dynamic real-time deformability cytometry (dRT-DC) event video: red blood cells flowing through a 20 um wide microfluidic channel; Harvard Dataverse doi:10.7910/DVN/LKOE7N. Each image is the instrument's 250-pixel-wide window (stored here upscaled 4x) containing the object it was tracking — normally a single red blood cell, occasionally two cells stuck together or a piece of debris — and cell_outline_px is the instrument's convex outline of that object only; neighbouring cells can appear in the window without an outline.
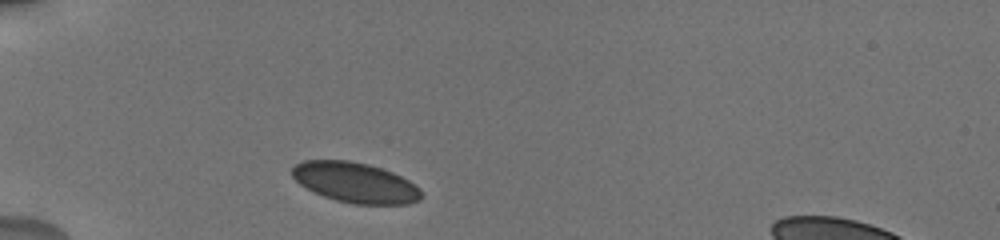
{"species": "human", "species_latin": "Homo sapiens", "temperature_condition": "cold", "stored_images_in_passage": 28, "camera_frame_rate_fps": 3000, "um_per_image_px": 0.085, "donor": {"sex": "male"}, "frame": {"image": 1, "passage_image": 1, "time_ms": 0.0, "image_size_px": [1000, 240], "cell_outline_px": [[420, 200], [408, 204], [352, 204], [336, 200], [324, 196], [300, 184], [292, 176], [292, 168], [296, 164], [304, 160], [348, 160], [368, 164], [392, 172], [408, 180], [420, 188]], "centroid_in_image_um": [30.2, 15.51], "position_along_channel_um": 54.8, "area_um2": 30.06}}
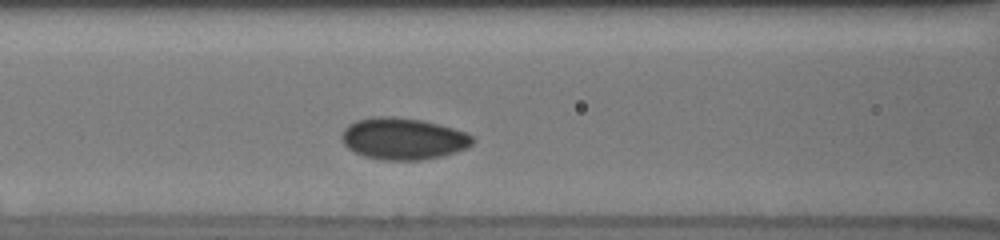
{"frame": {"image": 2, "passage_image": 9, "time_ms": 2.667, "image_size_px": [1000, 240], "cell_outline_px": [[476, 140], [468, 148], [456, 152], [440, 156], [420, 160], [384, 160], [364, 156], [348, 148], [344, 144], [340, 136], [344, 128], [348, 124], [356, 120], [372, 116], [396, 116], [420, 120], [440, 124], [468, 132]], "centroid_in_image_um": [34.28, 11.77], "position_along_channel_um": 132.3, "area_um2": 32.14}}
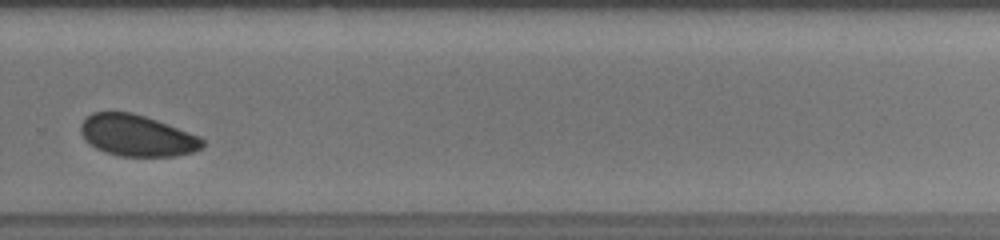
{"frame": {"image": 3, "passage_image": 23, "time_ms": 7.667, "image_size_px": [1000, 240], "cell_outline_px": [[204, 144], [200, 148], [192, 152], [172, 156], [120, 156], [104, 152], [96, 148], [84, 140], [80, 132], [80, 124], [92, 112], [132, 112], [156, 120], [200, 136], [204, 140]], "centroid_in_image_um": [11.61, 11.52], "position_along_channel_um": 318.2, "area_um2": 29.25}, "authors_computed_cell_mechanics": {"area_um2": 31.2987, "velocity_mm_per_s": 3.7171, "shape_relaxation_time_tau1_ms": 4.4831, "shape_relaxation_time_tau2_ms": 1.4835, "deformation_change_tau1": 0.0563, "deformation_change_tau2": 0.0479}}